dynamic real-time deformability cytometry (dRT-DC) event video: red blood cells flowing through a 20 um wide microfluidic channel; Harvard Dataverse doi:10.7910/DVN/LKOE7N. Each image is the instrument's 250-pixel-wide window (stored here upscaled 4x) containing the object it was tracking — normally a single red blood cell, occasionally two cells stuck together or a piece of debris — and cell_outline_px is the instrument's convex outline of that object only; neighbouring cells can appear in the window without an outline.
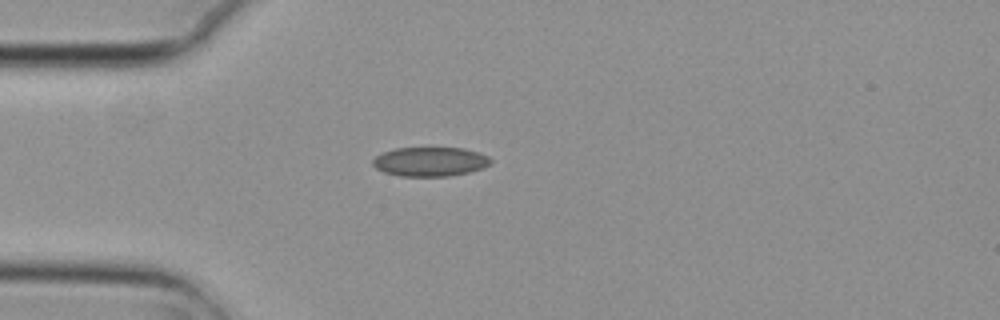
{"species": "common noctule bat (a hibernating species)", "species_latin": "Nyctalus noctula", "temperature_condition": "cold", "stored_images_in_passage": 1, "camera_frame_rate_fps": 3000, "um_per_image_px": 0.085, "animal": {"sex": "female", "body_mass_g": 29.2, "forearm_length_mm": 56.3}, "frame": {"image": 1, "passage_image": 1, "time_ms": 0.0, "image_size_px": [1000, 320], "cell_outline_px": [[492, 164], [484, 168], [468, 172], [448, 176], [400, 176], [384, 172], [376, 168], [372, 164], [372, 160], [376, 156], [384, 152], [396, 148], [464, 148], [480, 152], [488, 156], [492, 160]], "centroid_in_image_um": [36.6, 13.74], "position_along_channel_um": 48.4, "area_um2": 20.17}}